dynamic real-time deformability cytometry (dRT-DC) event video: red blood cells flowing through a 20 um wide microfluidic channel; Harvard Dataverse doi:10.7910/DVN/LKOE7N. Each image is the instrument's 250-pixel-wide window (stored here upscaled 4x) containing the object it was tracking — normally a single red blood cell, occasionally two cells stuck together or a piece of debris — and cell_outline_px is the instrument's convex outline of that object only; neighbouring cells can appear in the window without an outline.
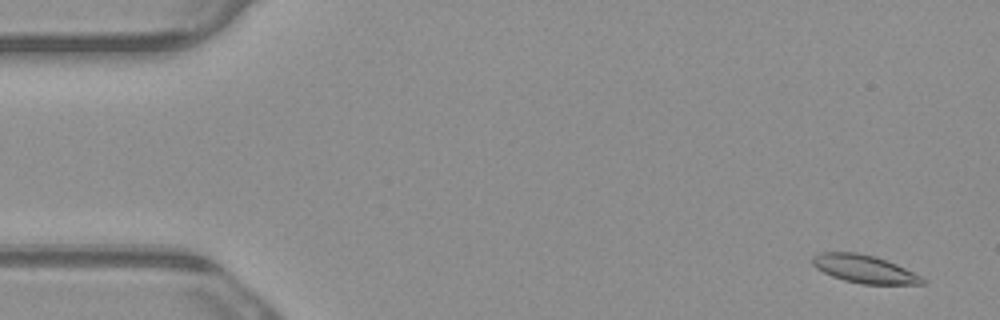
{"species": "common noctule bat (a hibernating species)", "species_latin": "Nyctalus noctula", "temperature_condition": "warm", "stored_images_in_passage": 8, "camera_frame_rate_fps": 3000, "um_per_image_px": 0.085, "animal": {"sex": "male", "body_mass_g": 23.1, "forearm_length_mm": 52.7}, "frame": {"image": 1, "passage_image": 1, "time_ms": 0.0, "image_size_px": [1000, 320], "cell_outline_px": [[928, 280], [924, 284], [860, 284], [844, 280], [832, 276], [816, 268], [812, 264], [812, 256], [820, 252], [856, 252], [876, 256], [896, 264]], "centroid_in_image_um": [73.45, 22.86], "position_along_channel_um": 11.5, "area_um2": 17.92}}
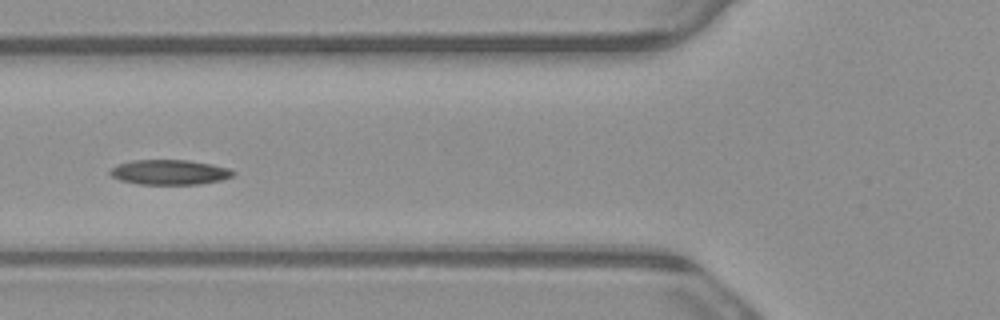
{"frame": {"image": 2, "passage_image": 5, "time_ms": 1.333, "image_size_px": [1000, 320], "cell_outline_px": [[236, 172], [232, 176], [220, 180], [200, 184], [140, 184], [120, 180], [112, 176], [108, 172], [116, 164], [132, 160], [188, 160], [212, 164], [228, 168]], "centroid_in_image_um": [14.39, 14.63], "position_along_channel_um": 111.4, "area_um2": 17.86}}
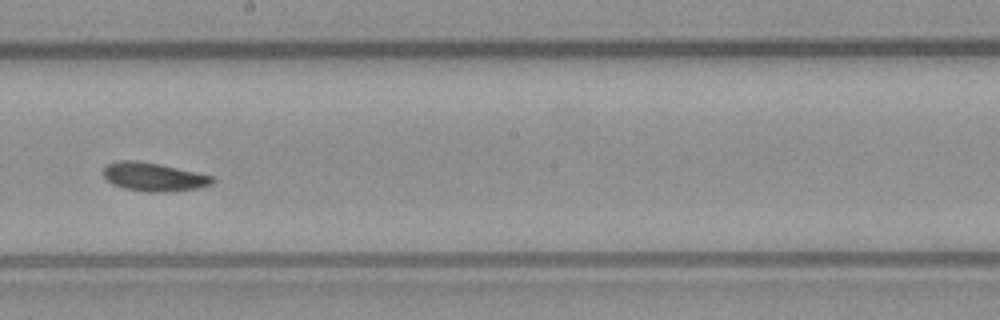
{"frame": {"image": 3, "passage_image": 8, "time_ms": 2.333, "image_size_px": [1000, 320], "cell_outline_px": [[216, 180], [212, 184], [196, 188], [164, 192], [148, 192], [124, 188], [112, 184], [104, 176], [104, 168], [108, 164], [120, 160], [136, 160], [160, 164], [196, 172], [212, 176]], "centroid_in_image_um": [13.06, 15.03], "position_along_channel_um": 235.1, "area_um2": 17.98}}